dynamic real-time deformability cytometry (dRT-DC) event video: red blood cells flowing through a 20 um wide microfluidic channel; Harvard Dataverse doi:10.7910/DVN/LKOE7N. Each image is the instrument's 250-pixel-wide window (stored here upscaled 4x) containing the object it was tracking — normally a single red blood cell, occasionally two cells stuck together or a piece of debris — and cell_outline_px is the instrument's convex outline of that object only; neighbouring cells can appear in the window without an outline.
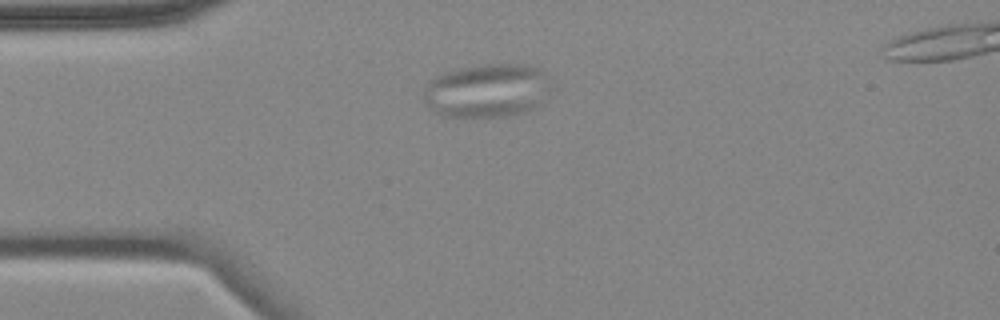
{"species": "common noctule bat (a hibernating species)", "species_latin": "Nyctalus noctula", "temperature_condition": "cold", "stored_images_in_passage": 11, "camera_frame_rate_fps": 3000, "um_per_image_px": 0.085, "animal": {"sex": "female", "body_mass_g": 18.4}, "frame": {"image": 1, "passage_image": 1, "time_ms": 0.0, "image_size_px": [1000, 320], "cell_outline_px": [[552, 88], [540, 104], [532, 108], [520, 112], [504, 116], [444, 116], [428, 108], [424, 100], [424, 88], [428, 80], [444, 72], [460, 68], [484, 64], [528, 64], [536, 68], [548, 76], [552, 80]], "centroid_in_image_um": [41.4, 7.68], "position_along_channel_um": 43.6, "area_um2": 40.0}}
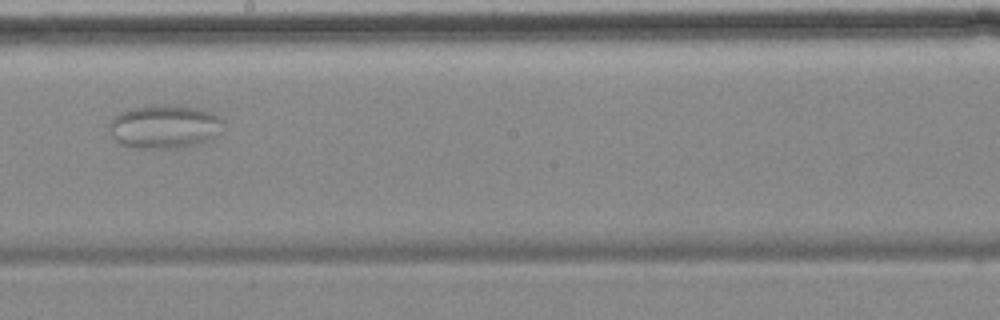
{"frame": {"image": 2, "passage_image": 6, "time_ms": 6.0, "image_size_px": [1000, 320], "cell_outline_px": [[224, 120], [216, 136], [208, 140], [196, 144], [176, 148], [136, 148], [120, 144], [112, 136], [108, 124], [112, 116], [120, 112], [136, 108], [196, 108], [212, 112]], "centroid_in_image_um": [13.95, 10.82], "position_along_channel_um": 234.3, "area_um2": 27.92}}
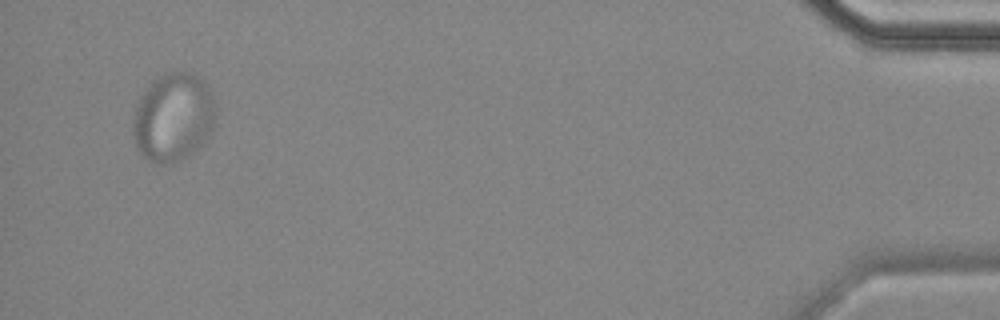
{"frame": {"image": 3, "passage_image": 11, "time_ms": 13.667, "image_size_px": [1000, 320], "cell_outline_px": [[216, 116], [212, 128], [208, 136], [196, 152], [180, 160], [164, 164], [160, 164], [148, 160], [136, 148], [132, 132], [132, 124], [136, 108], [144, 92], [152, 80], [168, 72], [192, 72], [200, 76], [208, 84], [216, 104]], "centroid_in_image_um": [14.76, 9.96], "position_along_channel_um": 420.4, "area_um2": 43.06}}